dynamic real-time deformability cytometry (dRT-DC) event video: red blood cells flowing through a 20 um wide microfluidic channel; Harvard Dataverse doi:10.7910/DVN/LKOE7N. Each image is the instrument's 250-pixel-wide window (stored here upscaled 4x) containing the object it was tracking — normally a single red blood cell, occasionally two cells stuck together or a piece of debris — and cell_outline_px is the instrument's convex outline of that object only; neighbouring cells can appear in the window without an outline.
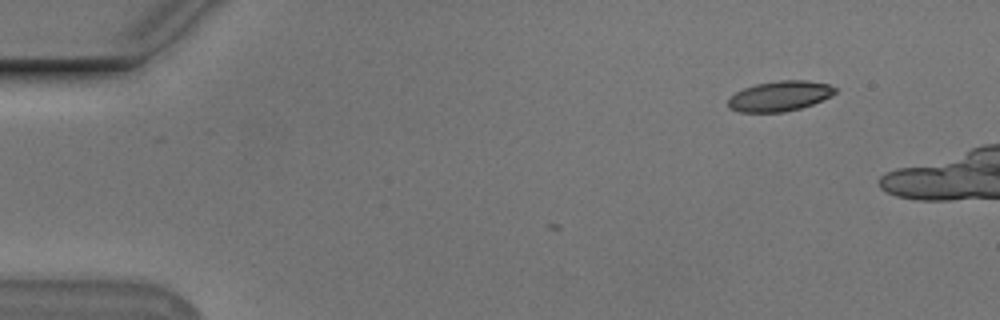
{"species": "Egyptian fruit bat (a non-hibernating species)", "species_latin": "Rousettus aegyptiacus", "temperature_condition": "cold", "stored_images_in_passage": 3, "camera_frame_rate_fps": 3000, "um_per_image_px": 0.085, "animal": {"sex": "male"}, "frame": {"image": 1, "passage_image": 1, "time_ms": 0.0, "image_size_px": [1000, 320], "cell_outline_px": [[836, 92], [832, 96], [812, 104], [800, 108], [784, 112], [740, 112], [728, 108], [728, 100], [736, 92], [744, 88], [756, 84], [780, 80], [804, 80], [828, 84], [836, 88]], "centroid_in_image_um": [66.28, 8.17], "position_along_channel_um": 18.7, "area_um2": 18.73}}